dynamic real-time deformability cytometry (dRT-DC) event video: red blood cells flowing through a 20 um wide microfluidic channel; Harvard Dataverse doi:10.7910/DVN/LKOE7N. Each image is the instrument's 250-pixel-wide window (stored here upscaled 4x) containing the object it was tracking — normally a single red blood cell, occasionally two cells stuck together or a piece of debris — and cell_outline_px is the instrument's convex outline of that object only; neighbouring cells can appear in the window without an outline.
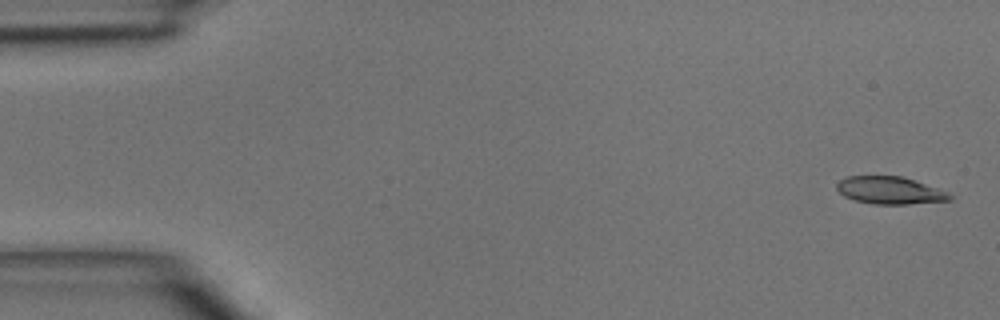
{"species": "common noctule bat (a hibernating species)", "species_latin": "Nyctalus noctula", "temperature_condition": "room temperature", "stored_images_in_passage": 4, "camera_frame_rate_fps": 3000, "um_per_image_px": 0.085, "animal": {"sex": "male", "body_mass_g": 15.6}, "frame": {"image": 1, "passage_image": 1, "time_ms": 0.0, "image_size_px": [1000, 320], "cell_outline_px": [[956, 196], [952, 200], [908, 204], [872, 204], [856, 200], [844, 196], [836, 188], [836, 184], [840, 180], [848, 176], [904, 176], [948, 192]], "centroid_in_image_um": [75.68, 16.18], "position_along_channel_um": 9.3, "area_um2": 18.15}}